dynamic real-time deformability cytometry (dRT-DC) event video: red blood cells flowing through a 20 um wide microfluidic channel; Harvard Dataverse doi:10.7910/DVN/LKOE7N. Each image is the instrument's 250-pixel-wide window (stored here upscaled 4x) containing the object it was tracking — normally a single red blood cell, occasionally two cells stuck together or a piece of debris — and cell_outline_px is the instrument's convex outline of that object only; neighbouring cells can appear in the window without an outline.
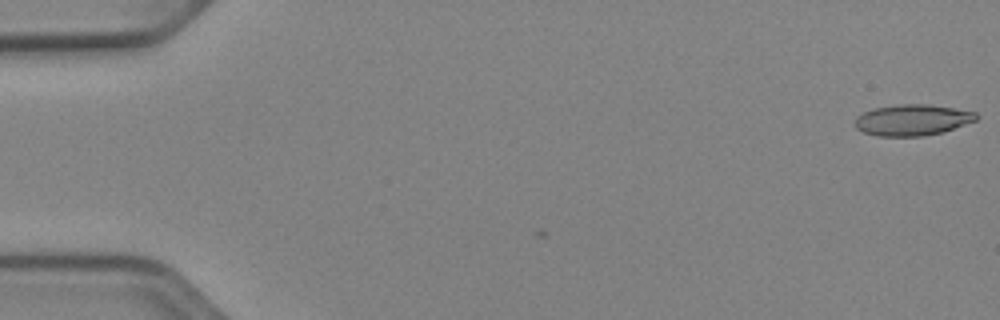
{"species": "Egyptian fruit bat (a non-hibernating species)", "species_latin": "Rousettus aegyptiacus", "temperature_condition": "cold", "stored_images_in_passage": 4, "camera_frame_rate_fps": 3000, "um_per_image_px": 0.085, "animal": {"sex": "female"}, "frame": {"image": 1, "passage_image": 1, "time_ms": 0.0, "image_size_px": [1000, 320], "cell_outline_px": [[980, 116], [976, 120], [944, 132], [924, 136], [876, 136], [864, 132], [856, 128], [852, 124], [856, 116], [872, 108], [900, 104], [928, 104], [976, 112]], "centroid_in_image_um": [77.52, 10.2], "position_along_channel_um": 7.5, "area_um2": 22.2}}